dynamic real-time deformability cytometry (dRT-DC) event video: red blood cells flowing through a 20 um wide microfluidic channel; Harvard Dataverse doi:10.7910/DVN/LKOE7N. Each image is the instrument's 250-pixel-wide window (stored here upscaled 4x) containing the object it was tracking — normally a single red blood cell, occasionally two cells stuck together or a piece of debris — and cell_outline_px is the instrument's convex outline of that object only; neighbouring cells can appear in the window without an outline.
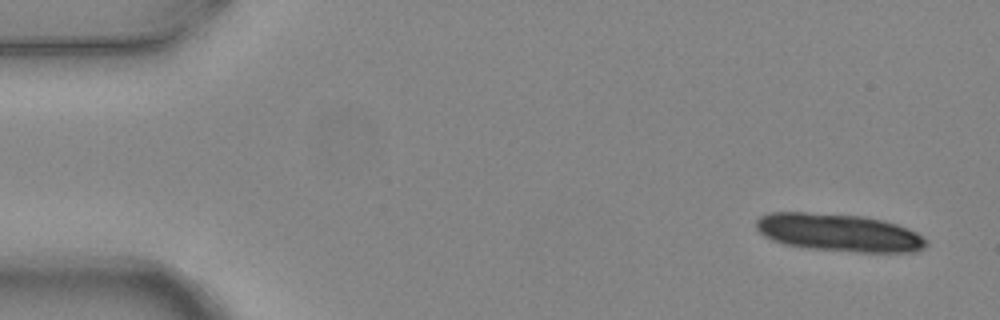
{"species": "common noctule bat (a hibernating species)", "species_latin": "Nyctalus noctula", "temperature_condition": "warm", "stored_images_in_passage": 6, "camera_frame_rate_fps": 3000, "um_per_image_px": 0.085, "animal": {"sex": "female", "body_mass_g": 24.6, "forearm_length_mm": 56.2}, "frame": {"image": 1, "passage_image": 1, "time_ms": 0.0, "image_size_px": [1000, 320], "cell_outline_px": [[928, 244], [924, 248], [916, 252], [860, 252], [808, 248], [784, 244], [772, 240], [764, 236], [756, 228], [756, 220], [760, 216], [768, 212], [804, 212], [864, 216], [884, 220], [896, 224], [916, 232], [928, 240]], "centroid_in_image_um": [71.31, 19.77], "position_along_channel_um": 13.7, "area_um2": 37.51}}
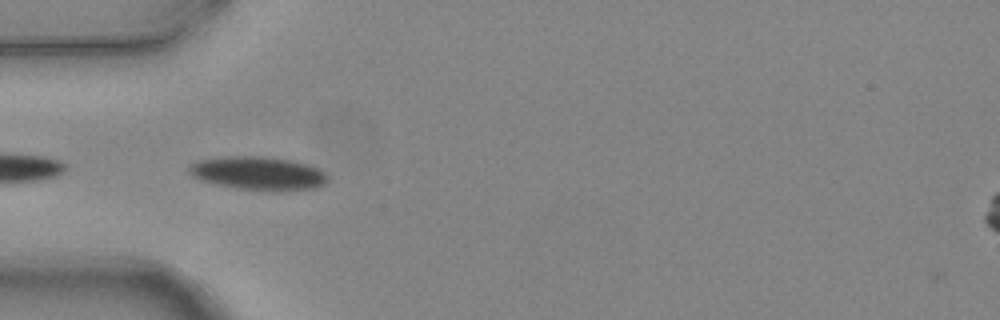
{"frame": {"image": 2, "passage_image": 5, "time_ms": 1.333, "image_size_px": [1000, 320], "cell_outline_px": [[328, 176], [324, 184], [316, 188], [280, 192], [272, 192], [236, 188], [216, 184], [200, 180], [192, 176], [188, 172], [188, 164], [200, 160], [228, 156], [256, 156], [292, 160], [308, 164], [324, 172]], "centroid_in_image_um": [21.94, 14.75], "position_along_channel_um": 63.1, "area_um2": 27.28}}
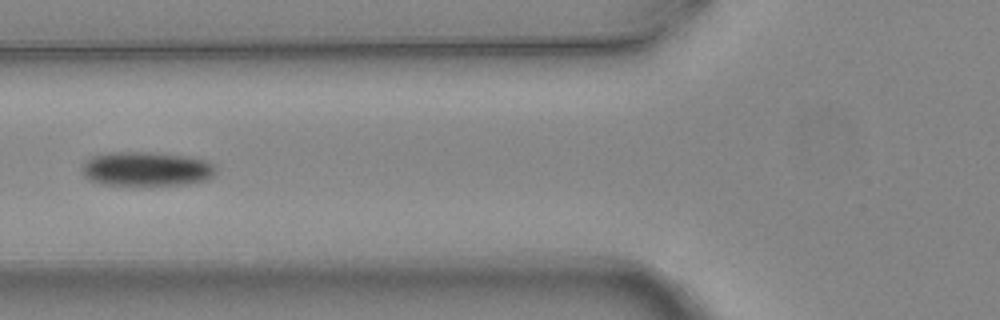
{"frame": {"image": 3, "passage_image": 6, "time_ms": 1.667, "image_size_px": [1000, 320], "cell_outline_px": [[216, 172], [212, 176], [204, 180], [188, 184], [148, 188], [104, 184], [88, 180], [84, 176], [80, 168], [84, 160], [92, 156], [108, 152], [152, 152], [188, 156], [204, 160], [212, 164], [216, 168]], "centroid_in_image_um": [12.39, 14.4], "position_along_channel_um": 113.4, "area_um2": 27.92}}